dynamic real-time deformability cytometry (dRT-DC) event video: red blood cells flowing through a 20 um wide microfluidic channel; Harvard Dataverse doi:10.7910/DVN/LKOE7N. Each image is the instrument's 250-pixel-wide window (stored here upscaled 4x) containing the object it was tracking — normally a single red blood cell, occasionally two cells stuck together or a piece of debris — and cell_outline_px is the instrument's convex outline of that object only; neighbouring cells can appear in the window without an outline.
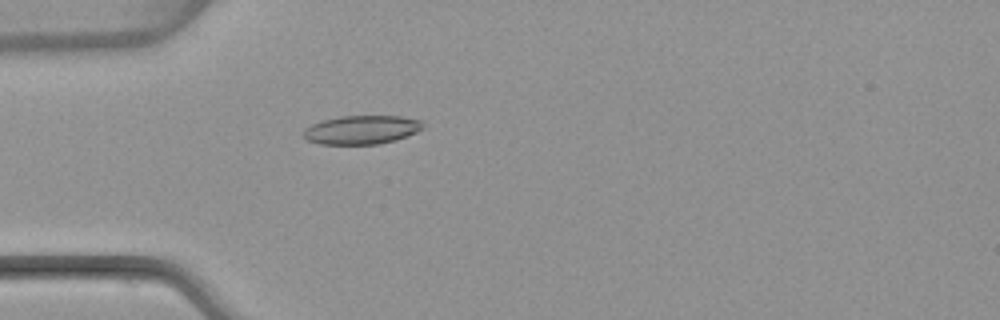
{"species": "common noctule bat (a hibernating species)", "species_latin": "Nyctalus noctula", "temperature_condition": "warm", "stored_images_in_passage": 51, "camera_frame_rate_fps": 3000, "um_per_image_px": 0.085, "animal": {"sex": "female", "body_mass_g": 22.7, "forearm_length_mm": 54.2}, "frame": {"image": 1, "passage_image": 15, "time_ms": 4.667, "image_size_px": [1000, 320], "cell_outline_px": [[424, 128], [416, 132], [396, 140], [380, 144], [320, 144], [308, 140], [304, 136], [304, 128], [312, 124], [324, 120], [340, 116], [400, 116], [424, 120]], "centroid_in_image_um": [30.79, 11.03], "position_along_channel_um": 54.2, "area_um2": 20.06}}
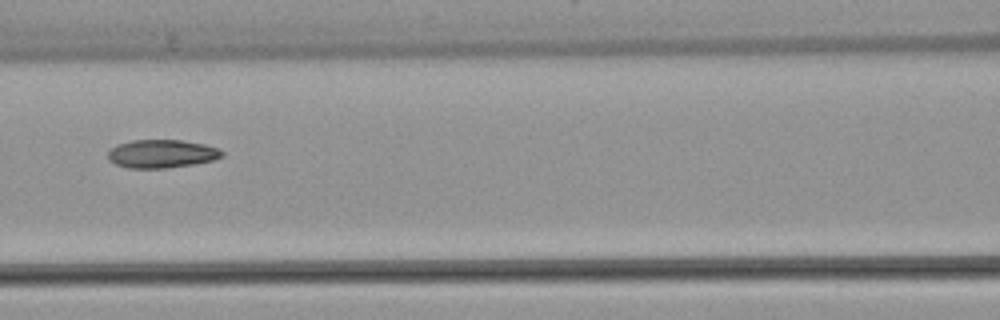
{"frame": {"image": 2, "passage_image": 23, "time_ms": 7.333, "image_size_px": [1000, 320], "cell_outline_px": [[224, 156], [212, 160], [192, 164], [164, 168], [128, 168], [116, 164], [108, 160], [108, 152], [116, 144], [132, 140], [180, 140], [204, 144], [220, 148], [224, 152]], "centroid_in_image_um": [13.74, 13.06], "position_along_channel_um": 152.9, "area_um2": 18.79}}
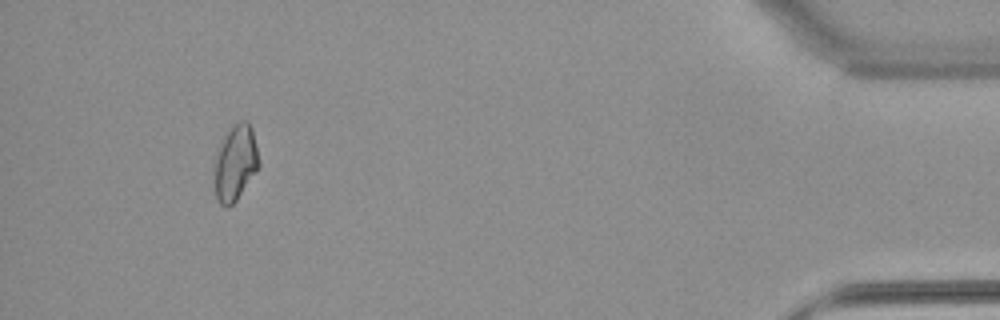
{"frame": {"image": 3, "passage_image": 48, "time_ms": 15.667, "image_size_px": [1000, 320], "cell_outline_px": [[260, 164], [256, 172], [236, 200], [228, 208], [220, 204], [216, 196], [212, 168], [212, 164], [220, 140], [228, 128], [236, 120], [248, 120], [252, 128], [260, 160]], "centroid_in_image_um": [19.97, 13.78], "position_along_channel_um": 415.2, "area_um2": 20.46}, "authors_computed_cell_mechanics": {"area_um2": 19.3052, "velocity_mm_per_s": 3.9569, "shape_relaxation_time_tau1_ms": null, "shape_relaxation_time_tau2_ms": 2.7237, "deformation_change_tau1": null, "deformation_change_tau2": 0.0834}}